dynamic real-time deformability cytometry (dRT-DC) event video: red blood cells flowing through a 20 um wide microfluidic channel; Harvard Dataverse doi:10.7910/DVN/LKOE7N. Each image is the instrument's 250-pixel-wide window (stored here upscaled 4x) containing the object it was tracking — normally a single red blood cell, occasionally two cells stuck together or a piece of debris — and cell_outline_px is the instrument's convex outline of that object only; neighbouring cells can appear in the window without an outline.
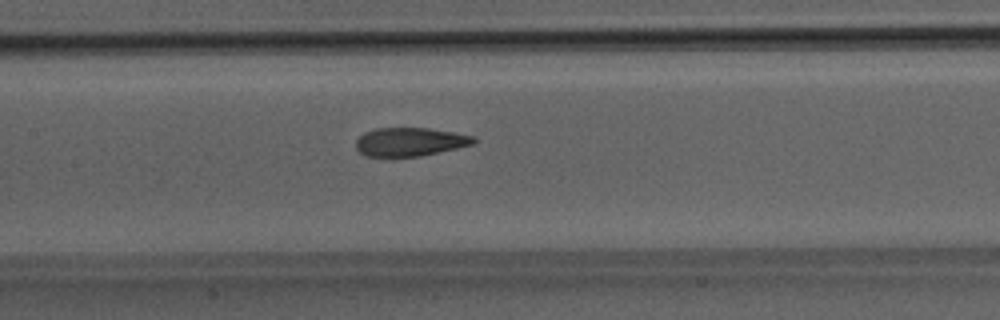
{"species": "Egyptian fruit bat (a non-hibernating species)", "species_latin": "Rousettus aegyptiacus", "temperature_condition": "room temperature", "stored_images_in_passage": 9, "camera_frame_rate_fps": 3000, "um_per_image_px": 0.085, "animal": {"sex": "male"}, "frame": {"image": 1, "passage_image": 9, "time_ms": 9.333, "image_size_px": [1000, 320], "cell_outline_px": [[476, 140], [472, 144], [456, 148], [420, 156], [368, 156], [360, 152], [356, 148], [356, 140], [364, 132], [376, 128], [428, 128], [456, 132], [476, 136]], "centroid_in_image_um": [34.86, 12.04], "position_along_channel_um": 172.5, "area_um2": 19.48}}